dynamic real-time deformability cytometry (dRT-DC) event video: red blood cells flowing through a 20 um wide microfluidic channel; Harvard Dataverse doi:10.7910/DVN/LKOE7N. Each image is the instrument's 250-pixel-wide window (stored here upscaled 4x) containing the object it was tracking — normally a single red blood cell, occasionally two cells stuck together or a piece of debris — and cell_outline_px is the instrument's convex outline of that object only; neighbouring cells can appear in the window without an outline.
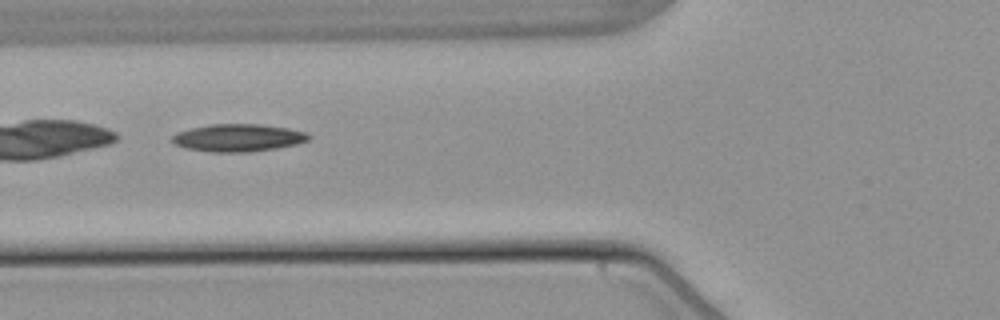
{"species": "common noctule bat (a hibernating species)", "species_latin": "Nyctalus noctula", "temperature_condition": "warm", "stored_images_in_passage": 7, "camera_frame_rate_fps": 3000, "um_per_image_px": 0.085, "animal": {"sex": "male", "body_mass_g": 21.5, "forearm_length_mm": 52.0}, "frame": {"image": 1, "passage_image": 5, "time_ms": 6.0, "image_size_px": [1000, 320], "cell_outline_px": [[312, 136], [308, 140], [296, 144], [276, 148], [248, 152], [208, 152], [184, 148], [176, 144], [172, 140], [172, 136], [176, 132], [192, 128], [212, 124], [260, 124], [288, 128], [308, 132]], "centroid_in_image_um": [20.26, 11.71], "position_along_channel_um": 105.5, "area_um2": 21.96}}